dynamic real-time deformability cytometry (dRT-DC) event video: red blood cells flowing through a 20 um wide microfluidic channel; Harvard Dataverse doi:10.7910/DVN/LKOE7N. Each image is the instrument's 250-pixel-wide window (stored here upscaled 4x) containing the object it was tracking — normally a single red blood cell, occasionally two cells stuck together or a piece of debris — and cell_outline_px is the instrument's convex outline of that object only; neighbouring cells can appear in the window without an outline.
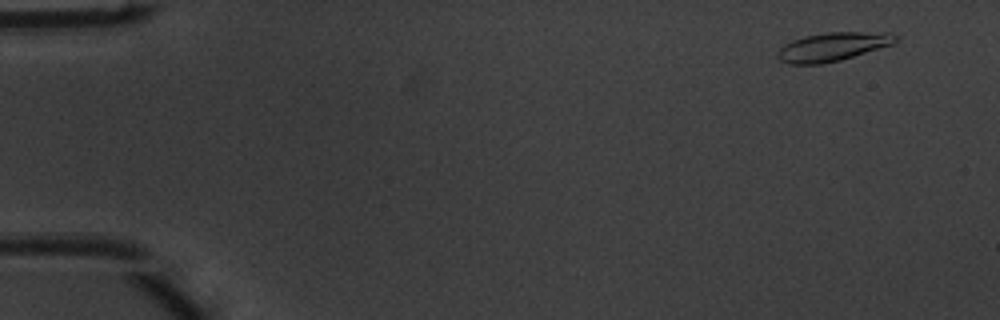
{"species": "common noctule bat (a hibernating species)", "species_latin": "Nyctalus noctula", "temperature_condition": "warm", "stored_images_in_passage": 48, "camera_frame_rate_fps": 3000, "um_per_image_px": 0.085, "animal": {"sex": "male", "body_mass_g": 20.1, "forearm_length_mm": 53.5}, "frame": {"image": 1, "passage_image": 1, "time_ms": 0.0, "image_size_px": [1000, 320], "cell_outline_px": [[896, 40], [892, 44], [840, 60], [820, 64], [788, 64], [780, 60], [776, 56], [776, 52], [784, 44], [792, 40], [804, 36], [828, 32], [888, 32], [896, 36]], "centroid_in_image_um": [70.71, 3.97], "position_along_channel_um": 14.3, "area_um2": 19.54}}
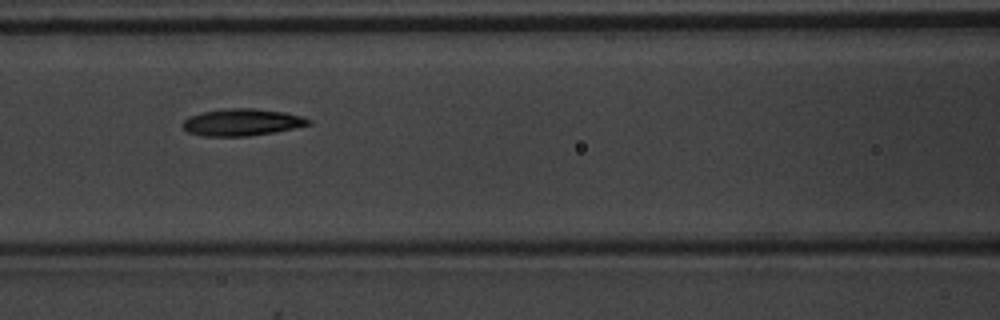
{"frame": {"image": 2, "passage_image": 20, "time_ms": 6.333, "image_size_px": [1000, 320], "cell_outline_px": [[312, 124], [272, 132], [248, 136], [200, 136], [188, 132], [180, 124], [188, 116], [200, 112], [224, 108], [256, 108], [284, 112], [304, 116], [312, 120]], "centroid_in_image_um": [20.53, 10.38], "position_along_channel_um": 146.1, "area_um2": 20.0}}
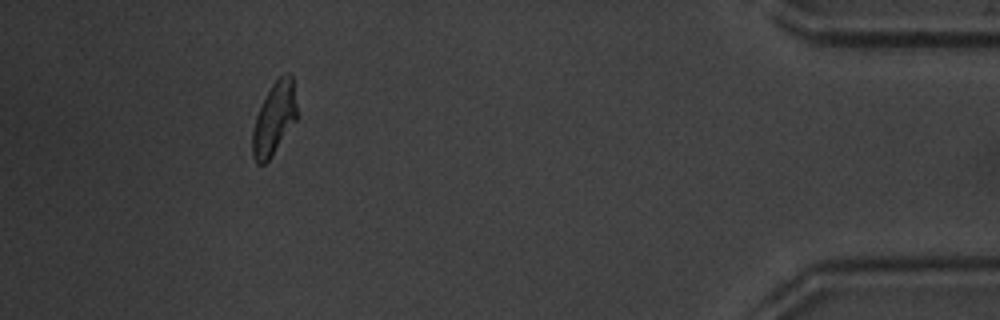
{"frame": {"image": 3, "passage_image": 44, "time_ms": 14.333, "image_size_px": [1000, 320], "cell_outline_px": [[296, 120], [268, 160], [264, 164], [256, 164], [252, 156], [252, 132], [256, 116], [272, 84], [284, 72], [288, 72], [292, 76], [296, 104]], "centroid_in_image_um": [23.29, 10.09], "position_along_channel_um": 411.9, "area_um2": 18.38}, "authors_computed_cell_mechanics": {"area_um2": 19.3052, "velocity_mm_per_s": 4.0145, "shape_relaxation_time_tau1_ms": 2.2288, "shape_relaxation_time_tau2_ms": 2.607, "deformation_change_tau1": 0.176, "deformation_change_tau2": 0.0934}}